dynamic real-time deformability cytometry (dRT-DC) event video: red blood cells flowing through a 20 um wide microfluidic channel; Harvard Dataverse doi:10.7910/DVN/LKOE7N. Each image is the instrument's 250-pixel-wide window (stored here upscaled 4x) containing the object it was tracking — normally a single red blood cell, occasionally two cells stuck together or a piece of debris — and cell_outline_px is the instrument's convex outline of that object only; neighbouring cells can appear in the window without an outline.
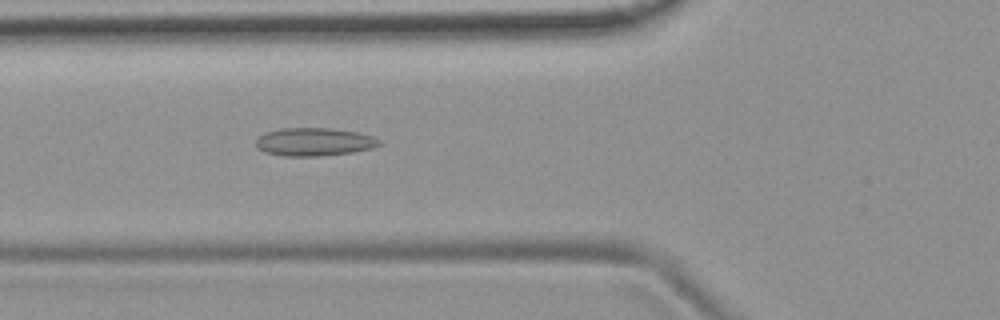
{"species": "common noctule bat (a hibernating species)", "species_latin": "Nyctalus noctula", "temperature_condition": "room temperature", "stored_images_in_passage": 53, "camera_frame_rate_fps": 3000, "um_per_image_px": 0.085, "animal": {"sex": "female", "body_mass_g": 19.9}, "frame": {"image": 1, "passage_image": 20, "time_ms": 6.333, "image_size_px": [1000, 320], "cell_outline_px": [[384, 144], [372, 148], [352, 152], [320, 156], [284, 156], [264, 152], [256, 148], [256, 140], [264, 132], [280, 128], [332, 128], [356, 132], [372, 136], [380, 140]], "centroid_in_image_um": [26.69, 12.06], "position_along_channel_um": 99.1, "area_um2": 20.35}}
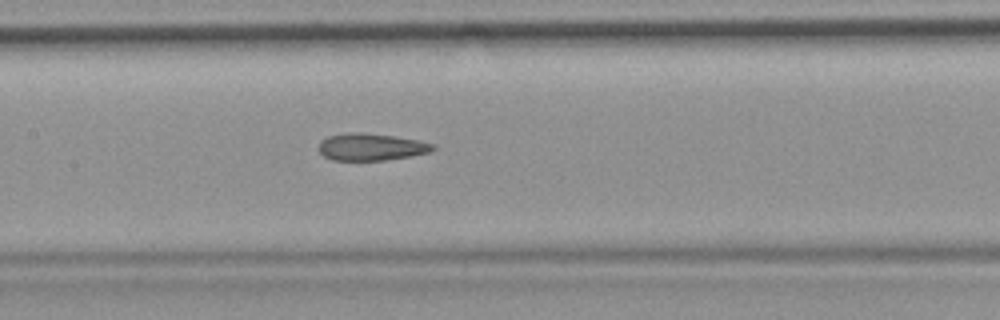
{"frame": {"image": 2, "passage_image": 26, "time_ms": 8.333, "image_size_px": [1000, 320], "cell_outline_px": [[436, 148], [432, 152], [412, 156], [384, 160], [332, 160], [324, 156], [320, 152], [320, 140], [328, 136], [348, 132], [356, 132], [392, 136], [416, 140], [436, 144]], "centroid_in_image_um": [31.57, 12.49], "position_along_channel_um": 175.8, "area_um2": 17.98}}
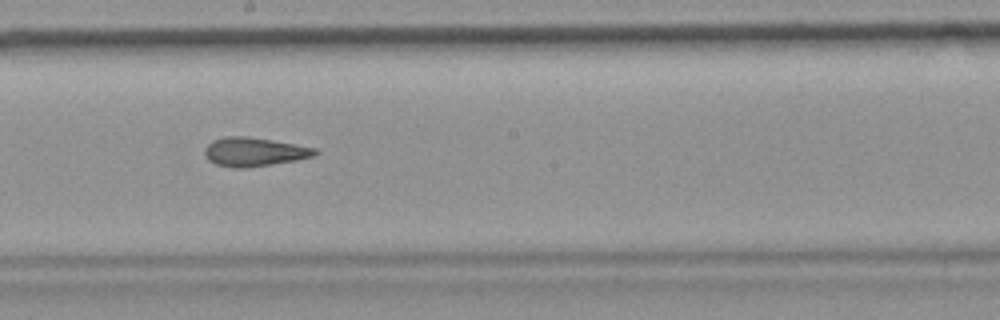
{"frame": {"image": 3, "passage_image": 30, "time_ms": 9.667, "image_size_px": [1000, 320], "cell_outline_px": [[320, 152], [316, 156], [296, 160], [272, 164], [244, 168], [236, 168], [216, 164], [208, 160], [204, 152], [204, 148], [212, 140], [224, 136], [248, 136], [272, 140], [316, 148]], "centroid_in_image_um": [21.61, 12.9], "position_along_channel_um": 226.6, "area_um2": 18.61}, "authors_computed_cell_mechanics": {"area_um2": 18.8428, "velocity_mm_per_s": 3.8303, "shape_relaxation_time_tau1_ms": null, "shape_relaxation_time_tau2_ms": 3.2765, "deformation_change_tau1": null, "deformation_change_tau2": 0.1232}}